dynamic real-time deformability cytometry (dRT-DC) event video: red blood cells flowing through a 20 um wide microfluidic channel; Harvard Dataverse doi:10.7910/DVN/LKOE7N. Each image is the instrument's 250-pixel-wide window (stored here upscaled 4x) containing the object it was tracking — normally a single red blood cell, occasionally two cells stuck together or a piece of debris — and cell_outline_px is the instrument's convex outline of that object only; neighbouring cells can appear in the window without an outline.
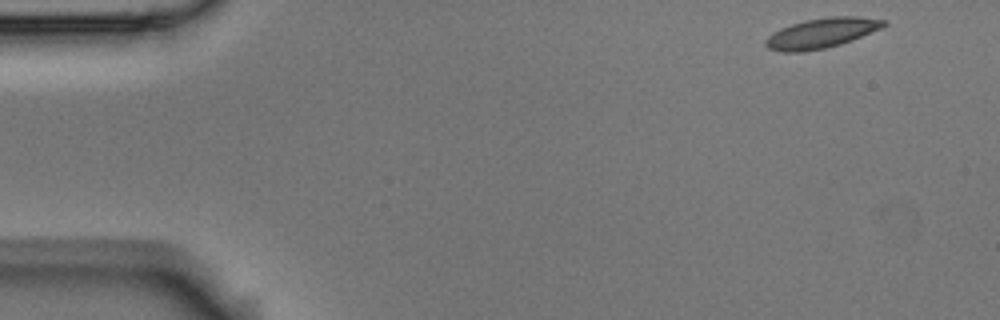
{"species": "Egyptian fruit bat (a non-hibernating species)", "species_latin": "Rousettus aegyptiacus", "temperature_condition": "room temperature", "stored_images_in_passage": 4, "segment_of_instrument_passage": [1, 2], "camera_frame_rate_fps": 3000, "um_per_image_px": 0.085, "animal": {"sex": "male"}, "frame": {"image": 1, "passage_image": 1, "time_ms": 0.0, "image_size_px": [1000, 320], "cell_outline_px": [[888, 24], [880, 28], [852, 40], [840, 44], [824, 48], [804, 52], [784, 52], [768, 48], [764, 44], [764, 40], [772, 32], [780, 28], [804, 20], [828, 16], [860, 16], [888, 20]], "centroid_in_image_um": [69.82, 2.8], "position_along_channel_um": 15.2, "area_um2": 20.75}}